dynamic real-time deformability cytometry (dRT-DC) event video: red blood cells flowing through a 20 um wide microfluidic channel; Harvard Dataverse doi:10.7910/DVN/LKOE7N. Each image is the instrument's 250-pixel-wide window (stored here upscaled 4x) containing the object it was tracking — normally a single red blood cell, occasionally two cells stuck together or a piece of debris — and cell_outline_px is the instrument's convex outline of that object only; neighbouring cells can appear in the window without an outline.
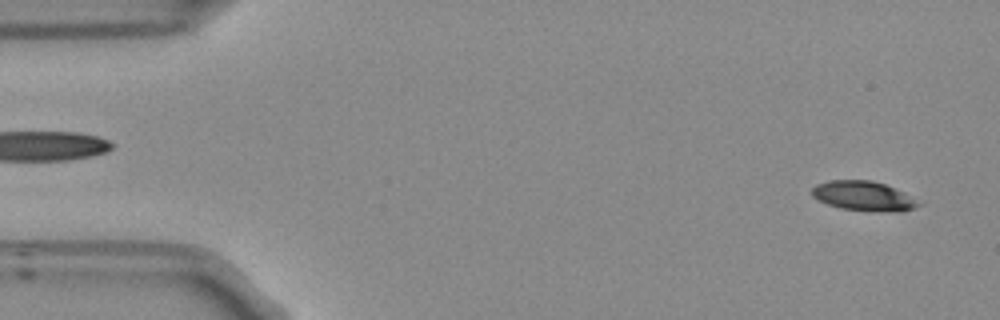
{"species": "Egyptian fruit bat (a non-hibernating species)", "species_latin": "Rousettus aegyptiacus", "temperature_condition": "room temperature", "stored_images_in_passage": 51, "camera_frame_rate_fps": 3000, "um_per_image_px": 0.085, "frame": {"image": 1, "passage_image": 2, "time_ms": 0.333, "image_size_px": [1000, 320], "cell_outline_px": [[920, 204], [912, 208], [900, 212], [892, 212], [840, 208], [828, 204], [812, 196], [812, 188], [816, 184], [828, 180], [872, 180], [884, 184], [904, 192]], "centroid_in_image_um": [73.36, 16.64], "position_along_channel_um": 11.6, "area_um2": 18.03}}
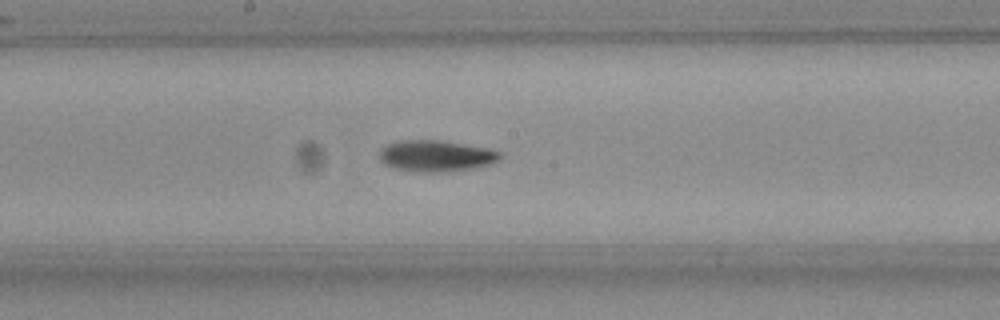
{"frame": {"image": 2, "passage_image": 27, "time_ms": 8.667, "image_size_px": [1000, 320], "cell_outline_px": [[504, 156], [492, 164], [472, 168], [448, 172], [420, 172], [392, 168], [380, 160], [380, 152], [388, 144], [400, 140], [440, 140], [488, 148], [500, 152]], "centroid_in_image_um": [37.1, 13.26], "position_along_channel_um": 211.1, "area_um2": 22.02}}
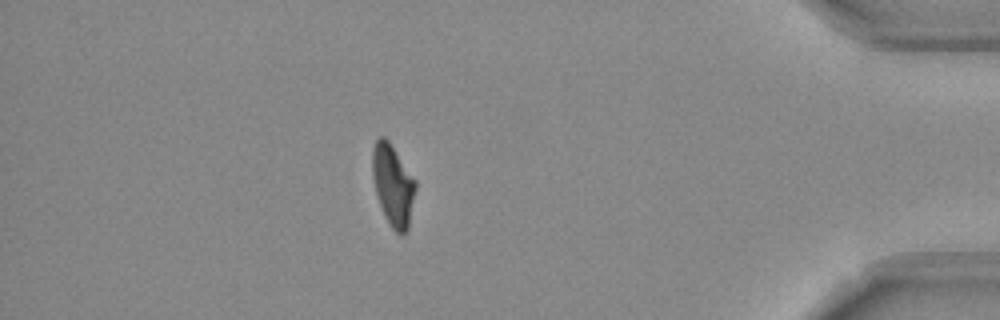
{"frame": {"image": 3, "passage_image": 46, "time_ms": 15.0, "image_size_px": [1000, 320], "cell_outline_px": [[416, 188], [408, 228], [400, 236], [388, 224], [384, 216], [376, 192], [372, 176], [372, 148], [376, 140], [380, 136], [384, 136], [388, 140], [416, 180]], "centroid_in_image_um": [33.39, 15.73], "position_along_channel_um": 401.8, "area_um2": 20.4}, "authors_computed_cell_mechanics": {"area_um2": 20.4034, "velocity_mm_per_s": 3.7521, "shape_relaxation_time_tau1_ms": 6.4255, "shape_relaxation_time_tau2_ms": 6.3509, "deformation_change_tau1": 0.1928, "deformation_change_tau2": 0.1365}}